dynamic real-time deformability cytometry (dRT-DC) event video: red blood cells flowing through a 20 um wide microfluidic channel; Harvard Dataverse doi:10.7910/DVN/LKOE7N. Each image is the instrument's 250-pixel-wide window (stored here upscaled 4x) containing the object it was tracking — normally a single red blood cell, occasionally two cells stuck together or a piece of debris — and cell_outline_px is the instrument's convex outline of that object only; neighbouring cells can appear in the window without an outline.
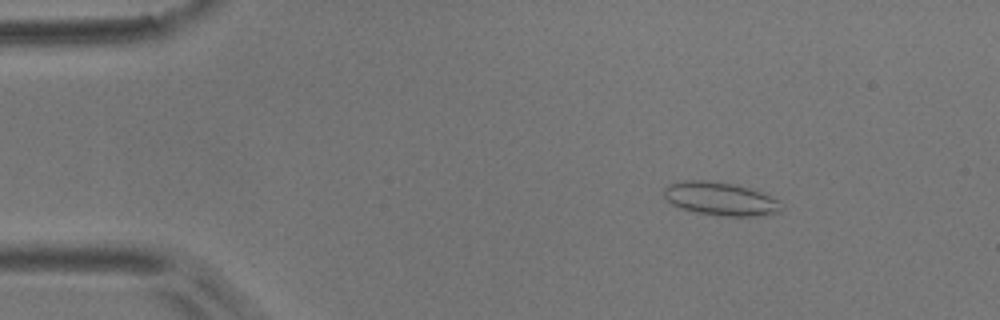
{"species": "common noctule bat (a hibernating species)", "species_latin": "Nyctalus noctula", "temperature_condition": "room temperature", "stored_images_in_passage": 55, "camera_frame_rate_fps": 3000, "um_per_image_px": 0.085, "animal": {"sex": "male", "body_mass_g": 17.9}, "frame": {"image": 1, "passage_image": 8, "time_ms": 2.333, "image_size_px": [1000, 320], "cell_outline_px": [[780, 212], [760, 216], [720, 216], [696, 212], [680, 208], [672, 204], [664, 196], [664, 188], [668, 184], [684, 180], [708, 180], [736, 184], [760, 192], [780, 200]], "centroid_in_image_um": [61.22, 16.89], "position_along_channel_um": 23.8, "area_um2": 22.83}}
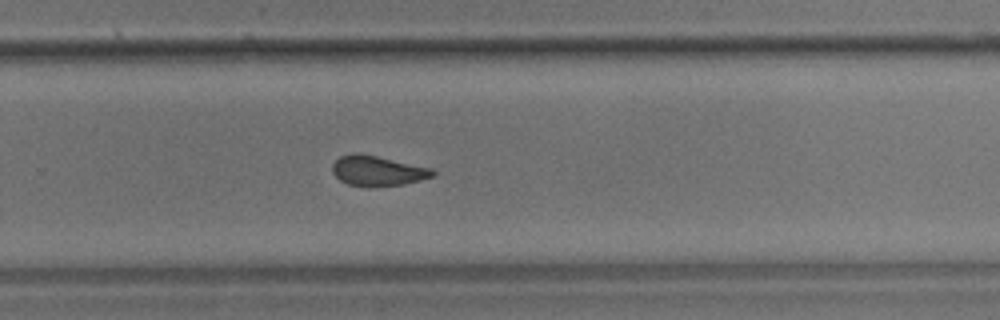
{"frame": {"image": 2, "passage_image": 36, "time_ms": 11.667, "image_size_px": [1000, 320], "cell_outline_px": [[436, 172], [432, 176], [420, 180], [404, 184], [348, 184], [340, 180], [332, 172], [332, 164], [340, 156], [352, 152], [356, 152], [376, 156], [432, 168]], "centroid_in_image_um": [32.08, 14.47], "position_along_channel_um": 297.7, "area_um2": 16.94}}
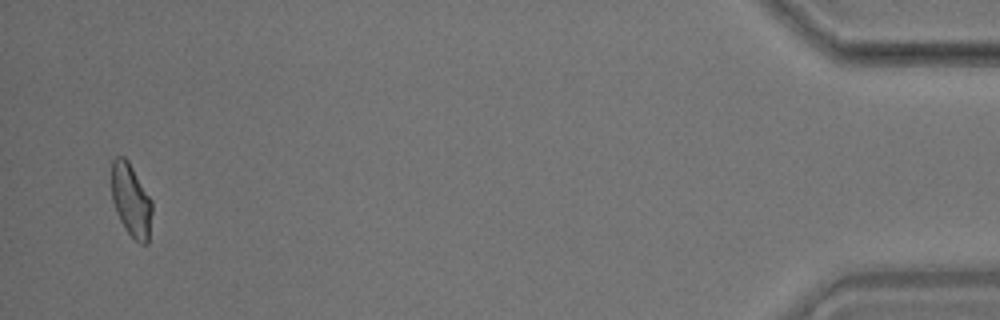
{"frame": {"image": 3, "passage_image": 53, "time_ms": 17.333, "image_size_px": [1000, 320], "cell_outline_px": [[152, 212], [148, 244], [140, 244], [124, 228], [116, 212], [112, 200], [112, 160], [116, 156], [124, 156], [128, 160], [152, 200]], "centroid_in_image_um": [11.15, 17.02], "position_along_channel_um": 424.1, "area_um2": 17.28}, "authors_computed_cell_mechanics": {"area_um2": 18.2648, "velocity_mm_per_s": 3.6878, "shape_relaxation_time_tau1_ms": null, "shape_relaxation_time_tau2_ms": 2.0467, "deformation_change_tau1": null, "deformation_change_tau2": 0.0905}}